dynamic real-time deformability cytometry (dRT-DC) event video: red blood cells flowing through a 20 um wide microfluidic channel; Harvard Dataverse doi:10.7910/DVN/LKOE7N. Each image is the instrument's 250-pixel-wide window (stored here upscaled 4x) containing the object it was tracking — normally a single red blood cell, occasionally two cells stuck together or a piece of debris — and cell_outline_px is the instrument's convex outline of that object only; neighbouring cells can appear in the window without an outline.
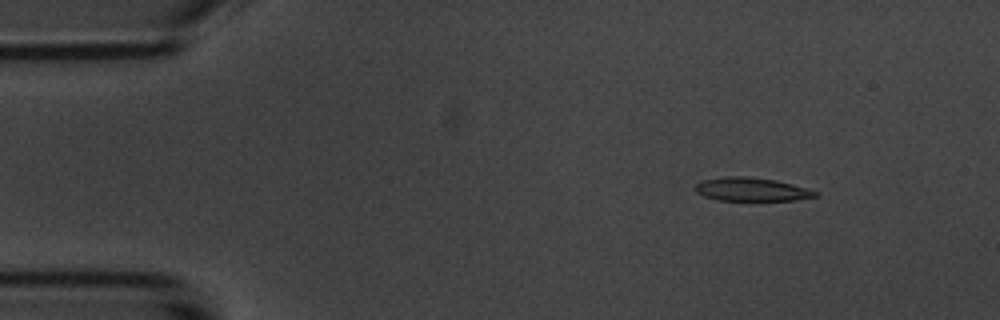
{"species": "common noctule bat (a hibernating species)", "species_latin": "Nyctalus noctula", "temperature_condition": "room temperature", "stored_images_in_passage": 54, "camera_frame_rate_fps": 3000, "um_per_image_px": 0.085, "animal": {"sex": "male", "body_mass_g": 20.1, "forearm_length_mm": 53.5}, "frame": {"image": 1, "passage_image": 7, "time_ms": 2.0, "image_size_px": [1000, 320], "cell_outline_px": [[820, 196], [796, 200], [720, 200], [704, 196], [696, 192], [696, 184], [704, 180], [724, 176], [748, 176], [776, 180], [792, 184], [820, 192]], "centroid_in_image_um": [63.93, 16.09], "position_along_channel_um": 21.1, "area_um2": 16.42}}
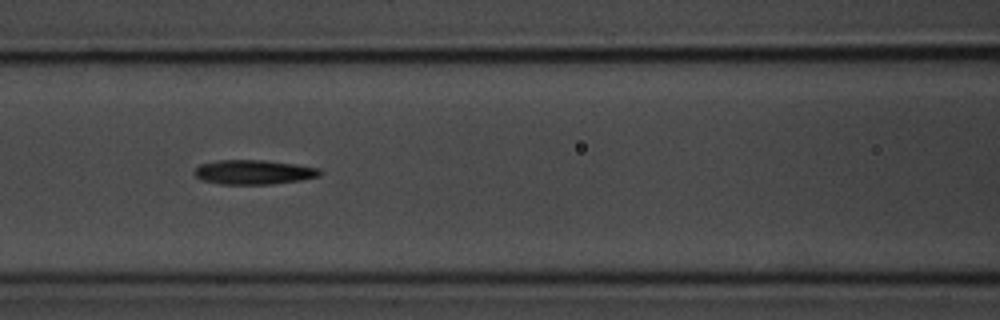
{"frame": {"image": 2, "passage_image": 23, "time_ms": 7.333, "image_size_px": [1000, 320], "cell_outline_px": [[320, 176], [300, 180], [268, 184], [220, 184], [200, 180], [192, 172], [200, 164], [220, 160], [264, 160], [296, 164], [320, 168]], "centroid_in_image_um": [21.53, 14.63], "position_along_channel_um": 145.1, "area_um2": 17.86}}
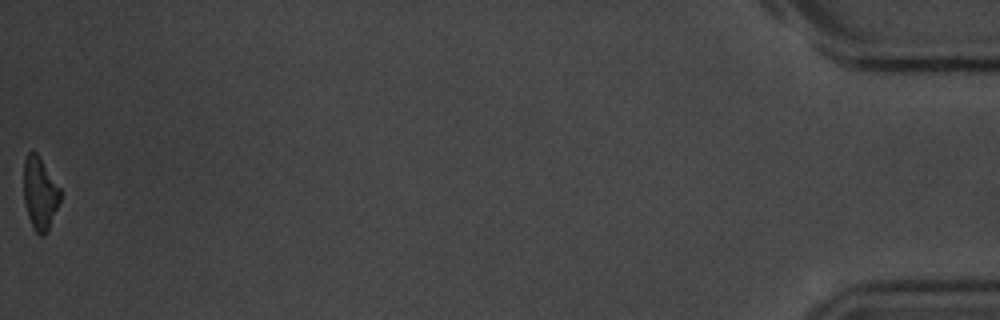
{"frame": {"image": 3, "passage_image": 54, "time_ms": 17.667, "image_size_px": [1000, 320], "cell_outline_px": [[60, 200], [48, 232], [44, 236], [40, 236], [32, 228], [28, 216], [24, 200], [24, 160], [28, 152], [36, 152], [40, 156], [60, 188]], "centroid_in_image_um": [3.39, 16.46], "position_along_channel_um": 431.8, "area_um2": 15.55}, "authors_computed_cell_mechanics": {"area_um2": 17.0799, "velocity_mm_per_s": 3.7442, "shape_relaxation_time_tau1_ms": 2.1352, "shape_relaxation_time_tau2_ms": 5.7174, "deformation_change_tau1": 0.1256, "deformation_change_tau2": 0.1632}}